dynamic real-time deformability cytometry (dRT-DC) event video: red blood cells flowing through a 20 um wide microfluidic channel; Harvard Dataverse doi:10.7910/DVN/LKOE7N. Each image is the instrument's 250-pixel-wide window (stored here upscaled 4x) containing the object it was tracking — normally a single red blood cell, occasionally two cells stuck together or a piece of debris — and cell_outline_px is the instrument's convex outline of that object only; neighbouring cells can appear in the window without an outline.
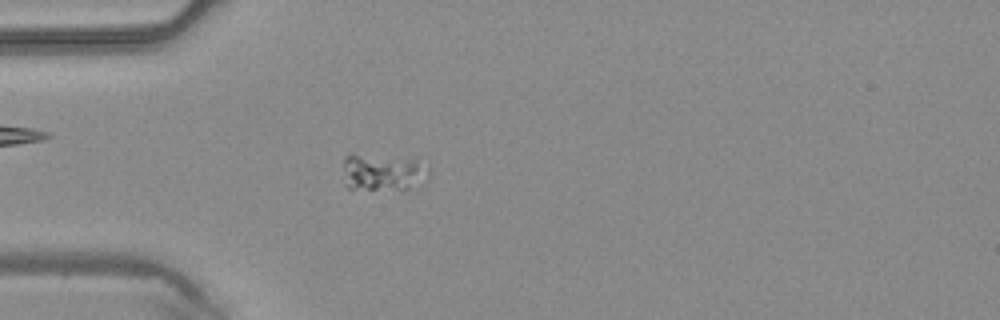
{"species": "common noctule bat (a hibernating species)", "species_latin": "Nyctalus noctula", "temperature_condition": "warm", "stored_images_in_passage": 46, "camera_frame_rate_fps": 3000, "um_per_image_px": 0.085, "animal": {"sex": "male", "body_mass_g": 20.4}, "frame": {"image": 1, "passage_image": 13, "time_ms": 4.0, "image_size_px": [1000, 320], "cell_outline_px": [[432, 168], [428, 180], [424, 184], [400, 192], [348, 188], [344, 168], [344, 156], [352, 152], [416, 160]], "centroid_in_image_um": [32.64, 14.68], "position_along_channel_um": 52.4, "area_um2": 19.42}}
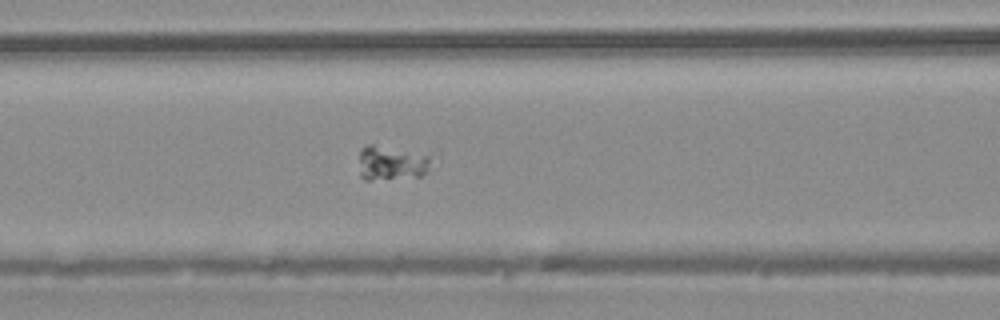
{"frame": {"image": 2, "passage_image": 19, "time_ms": 6.0, "image_size_px": [1000, 320], "cell_outline_px": [[428, 172], [420, 176], [368, 180], [364, 180], [360, 176], [360, 148], [368, 144], [372, 144], [428, 156]], "centroid_in_image_um": [33.19, 13.87], "position_along_channel_um": 133.4, "area_um2": 13.99}}
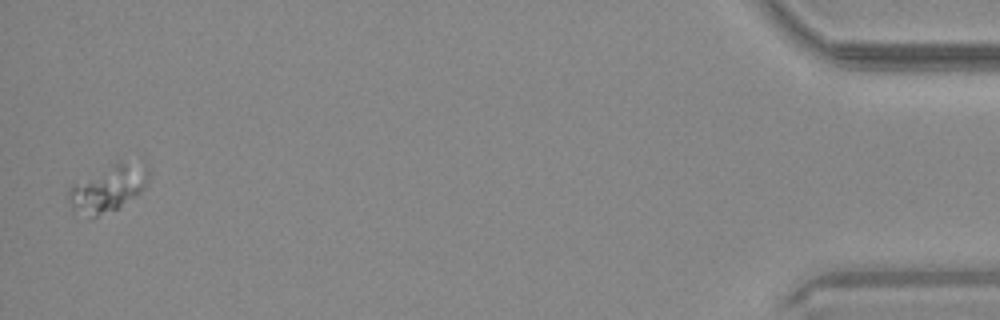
{"frame": {"image": 3, "passage_image": 45, "time_ms": 14.667, "image_size_px": [1000, 320], "cell_outline_px": [[148, 180], [144, 188], [136, 196], [116, 208], [96, 216], [88, 216], [72, 204], [68, 200], [68, 188], [72, 184], [116, 160], [144, 160], [148, 168]], "centroid_in_image_um": [9.27, 15.89], "position_along_channel_um": 425.9, "area_um2": 21.68}}